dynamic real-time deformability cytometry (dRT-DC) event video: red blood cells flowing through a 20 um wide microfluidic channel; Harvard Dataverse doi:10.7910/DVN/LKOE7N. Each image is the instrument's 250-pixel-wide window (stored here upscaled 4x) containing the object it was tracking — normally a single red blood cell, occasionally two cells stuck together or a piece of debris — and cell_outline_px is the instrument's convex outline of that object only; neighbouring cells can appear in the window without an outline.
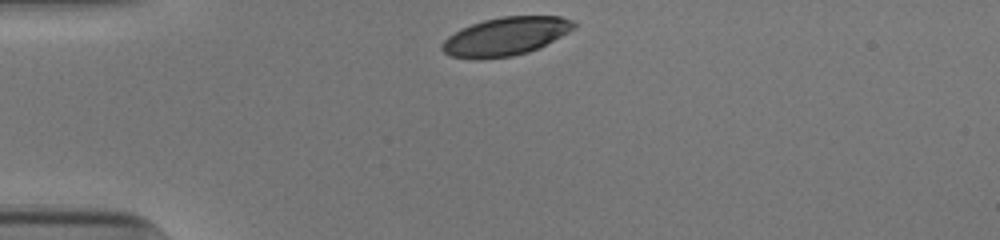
{"species": "human", "species_latin": "Homo sapiens", "temperature_condition": "cold", "stored_images_in_passage": 31, "camera_frame_rate_fps": 3000, "um_per_image_px": 0.085, "donor": {"sex": "male"}, "frame": {"image": 1, "passage_image": 1, "time_ms": 0.0, "image_size_px": [1000, 240], "cell_outline_px": [[576, 28], [540, 48], [528, 52], [512, 56], [480, 60], [472, 60], [452, 56], [444, 52], [440, 48], [440, 44], [448, 36], [460, 28], [484, 20], [500, 16], [560, 16], [572, 20], [576, 24]], "centroid_in_image_um": [42.96, 3.1], "position_along_channel_um": 42.0, "area_um2": 29.82}}
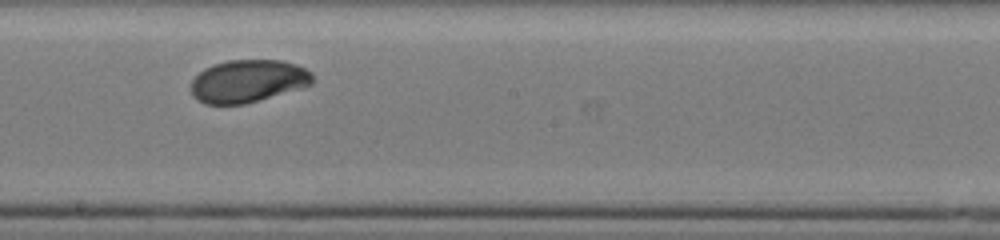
{"frame": {"image": 2, "passage_image": 18, "time_ms": 5.667, "image_size_px": [1000, 240], "cell_outline_px": [[312, 84], [300, 88], [244, 104], [204, 104], [196, 100], [192, 96], [192, 80], [204, 68], [228, 60], [280, 60], [296, 64], [312, 72]], "centroid_in_image_um": [21.06, 6.89], "position_along_channel_um": 227.1, "area_um2": 30.0}}
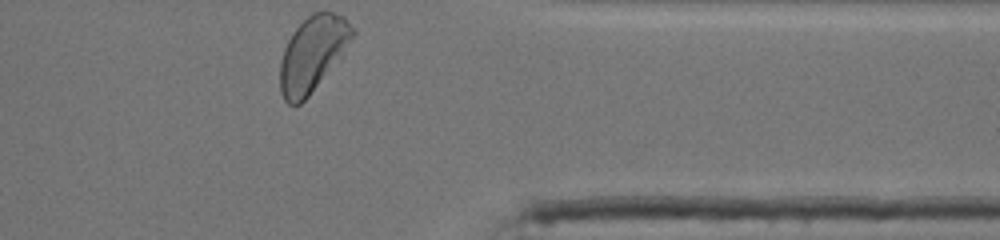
{"frame": {"image": 3, "passage_image": 31, "time_ms": 10.0, "image_size_px": [1000, 240], "cell_outline_px": [[356, 32], [308, 96], [300, 104], [288, 104], [284, 100], [280, 92], [280, 60], [284, 48], [292, 32], [312, 12], [332, 12], [344, 16]], "centroid_in_image_um": [26.51, 4.55], "position_along_channel_um": 384.9, "area_um2": 30.63}, "authors_computed_cell_mechanics": {"area_um2": 30.634, "velocity_mm_per_s": 3.8623, "shape_relaxation_time_tau1_ms": 2.1569, "shape_relaxation_time_tau2_ms": null, "deformation_change_tau1": 0.1119, "deformation_change_tau2": null}}